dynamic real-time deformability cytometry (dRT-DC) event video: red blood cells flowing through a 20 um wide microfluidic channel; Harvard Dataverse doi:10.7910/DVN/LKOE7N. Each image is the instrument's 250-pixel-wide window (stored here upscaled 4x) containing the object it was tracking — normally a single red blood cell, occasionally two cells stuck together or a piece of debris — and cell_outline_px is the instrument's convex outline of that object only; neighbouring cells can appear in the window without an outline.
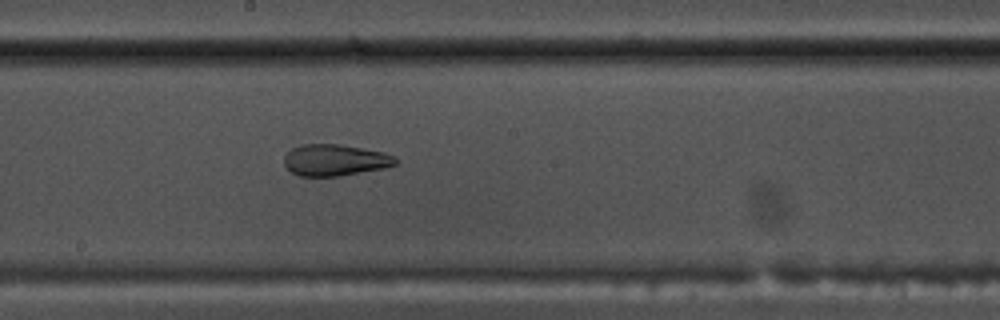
{"species": "common noctule bat (a hibernating species)", "species_latin": "Nyctalus noctula", "temperature_condition": "warm", "stored_images_in_passage": 43, "camera_frame_rate_fps": 3000, "um_per_image_px": 0.085, "animal": {"sex": "male", "body_mass_g": 17.5, "forearm_length_mm": 52.3}, "frame": {"image": 1, "passage_image": 18, "time_ms": 5.667, "image_size_px": [1000, 320], "cell_outline_px": [[396, 164], [384, 168], [340, 176], [300, 176], [292, 172], [284, 164], [284, 156], [292, 148], [300, 144], [340, 144], [384, 152], [396, 156]], "centroid_in_image_um": [28.47, 13.6], "position_along_channel_um": 219.7, "area_um2": 20.46}}
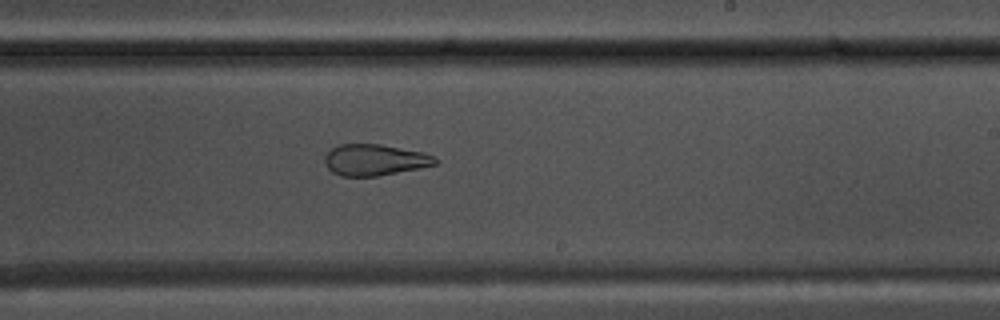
{"frame": {"image": 2, "passage_image": 21, "time_ms": 6.667, "image_size_px": [1000, 320], "cell_outline_px": [[440, 160], [436, 164], [420, 168], [376, 176], [340, 176], [332, 172], [324, 164], [324, 156], [332, 148], [340, 144], [380, 144], [424, 152], [436, 156]], "centroid_in_image_um": [31.87, 13.59], "position_along_channel_um": 257.1, "area_um2": 20.29}}
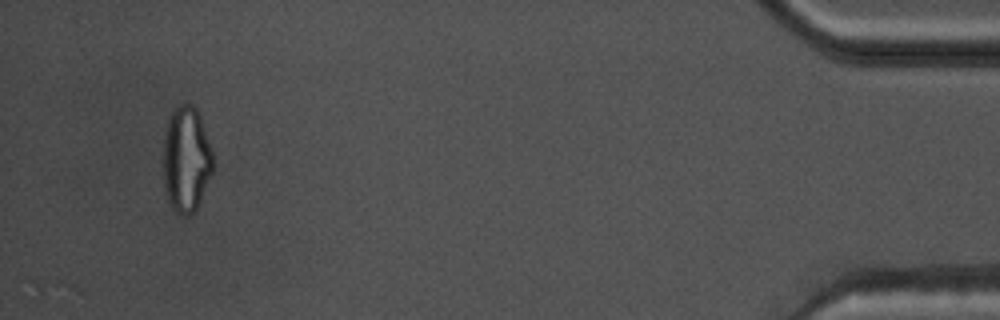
{"frame": {"image": 3, "passage_image": 40, "time_ms": 13.0, "image_size_px": [1000, 320], "cell_outline_px": [[212, 172], [200, 200], [196, 208], [188, 216], [180, 216], [172, 208], [168, 200], [164, 188], [164, 132], [168, 120], [172, 112], [180, 104], [192, 104], [196, 108], [200, 116], [212, 148]], "centroid_in_image_um": [15.82, 13.54], "position_along_channel_um": 419.4, "area_um2": 30.52}, "authors_computed_cell_mechanics": {"area_um2": 23.9292, "velocity_mm_per_s": 3.7449, "shape_relaxation_time_tau1_ms": null, "shape_relaxation_time_tau2_ms": 1.8509, "deformation_change_tau1": null, "deformation_change_tau2": 0.0884}}